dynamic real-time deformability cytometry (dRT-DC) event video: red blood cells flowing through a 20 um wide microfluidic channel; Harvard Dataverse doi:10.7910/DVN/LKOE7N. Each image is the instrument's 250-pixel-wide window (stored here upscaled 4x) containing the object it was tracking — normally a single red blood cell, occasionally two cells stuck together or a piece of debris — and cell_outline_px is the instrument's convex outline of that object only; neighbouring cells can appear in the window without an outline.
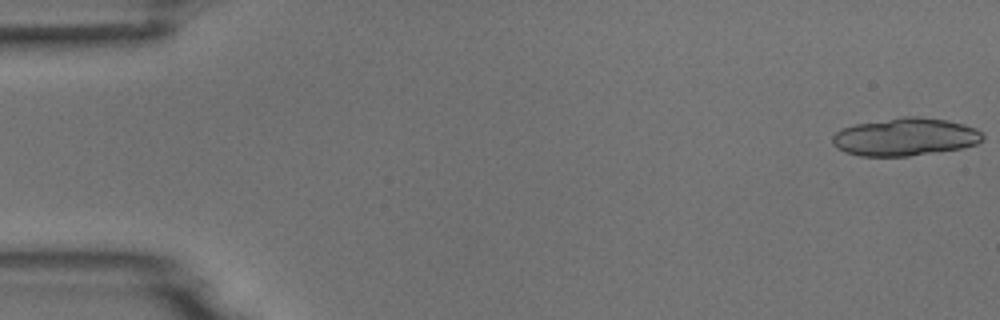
{"species": "common noctule bat (a hibernating species)", "species_latin": "Nyctalus noctula", "temperature_condition": "room temperature", "stored_images_in_passage": 4, "camera_frame_rate_fps": 3000, "um_per_image_px": 0.085, "animal": {"sex": "male", "body_mass_g": 18.8}, "frame": {"image": 1, "passage_image": 1, "time_ms": 0.0, "image_size_px": [1000, 320], "cell_outline_px": [[984, 140], [976, 144], [964, 148], [908, 156], [860, 156], [844, 152], [836, 148], [832, 144], [832, 136], [840, 128], [856, 124], [904, 116], [920, 116], [948, 120], [964, 124], [976, 128], [984, 136]], "centroid_in_image_um": [76.94, 11.63], "position_along_channel_um": 8.1, "area_um2": 33.41}}